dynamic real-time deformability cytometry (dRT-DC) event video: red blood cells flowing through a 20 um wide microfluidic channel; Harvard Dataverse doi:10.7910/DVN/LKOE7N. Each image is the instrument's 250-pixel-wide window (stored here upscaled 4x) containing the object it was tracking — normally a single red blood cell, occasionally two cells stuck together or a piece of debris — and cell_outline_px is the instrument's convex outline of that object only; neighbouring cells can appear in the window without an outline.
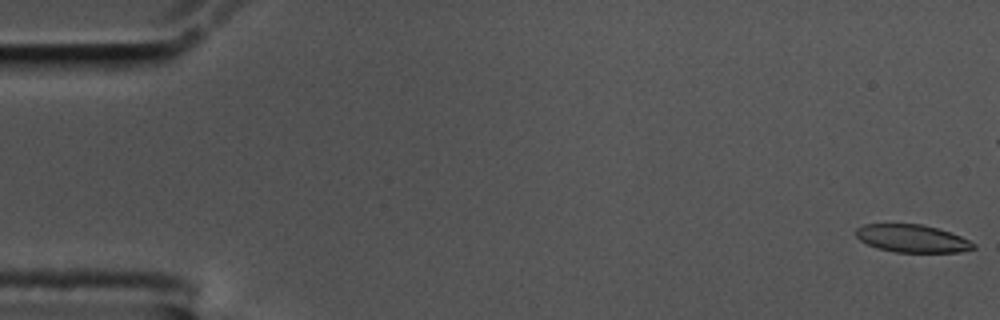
{"species": "common noctule bat (a hibernating species)", "species_latin": "Nyctalus noctula", "temperature_condition": "cold", "stored_images_in_passage": 17, "camera_frame_rate_fps": 3000, "um_per_image_px": 0.085, "animal": {"sex": "male", "body_mass_g": 17.5, "forearm_length_mm": 52.3}, "frame": {"image": 1, "passage_image": 1, "time_ms": 0.0, "image_size_px": [1000, 320], "cell_outline_px": [[976, 248], [960, 252], [896, 252], [876, 248], [860, 240], [856, 236], [856, 228], [864, 224], [920, 224], [936, 228], [960, 236], [976, 244]], "centroid_in_image_um": [77.52, 20.28], "position_along_channel_um": 7.5, "area_um2": 18.84}}